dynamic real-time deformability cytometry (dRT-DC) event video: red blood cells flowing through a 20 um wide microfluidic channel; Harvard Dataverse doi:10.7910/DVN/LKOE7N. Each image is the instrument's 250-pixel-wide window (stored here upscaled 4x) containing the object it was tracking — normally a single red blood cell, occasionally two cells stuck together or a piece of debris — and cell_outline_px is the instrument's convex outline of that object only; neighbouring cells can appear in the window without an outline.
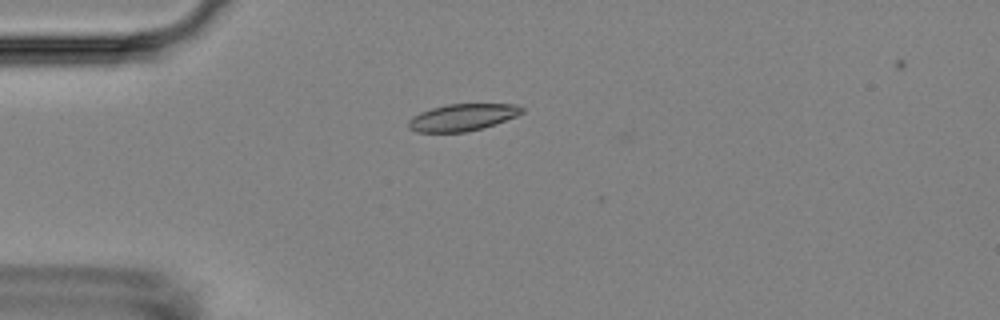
{"species": "Egyptian fruit bat (a non-hibernating species)", "species_latin": "Rousettus aegyptiacus", "temperature_condition": "room temperature", "stored_images_in_passage": 4, "camera_frame_rate_fps": 3000, "um_per_image_px": 0.085, "animal": {"sex": "female"}, "frame": {"image": 1, "passage_image": 1, "time_ms": 0.0, "image_size_px": [1000, 320], "cell_outline_px": [[524, 112], [516, 116], [496, 124], [484, 128], [464, 132], [416, 132], [408, 128], [408, 120], [412, 116], [420, 112], [432, 108], [448, 104], [516, 104], [524, 108]], "centroid_in_image_um": [39.31, 9.98], "position_along_channel_um": 45.7, "area_um2": 17.92}}